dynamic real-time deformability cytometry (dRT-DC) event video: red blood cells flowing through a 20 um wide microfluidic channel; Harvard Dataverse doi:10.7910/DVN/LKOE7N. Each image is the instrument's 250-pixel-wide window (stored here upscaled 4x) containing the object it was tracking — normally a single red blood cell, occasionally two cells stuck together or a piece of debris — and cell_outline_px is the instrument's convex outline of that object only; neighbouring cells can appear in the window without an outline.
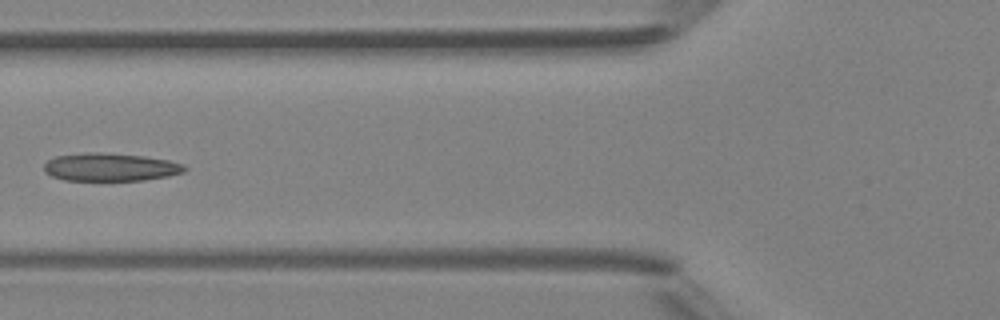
{"species": "Egyptian fruit bat (a non-hibernating species)", "species_latin": "Rousettus aegyptiacus", "temperature_condition": "room temperature", "stored_images_in_passage": 6, "camera_frame_rate_fps": 3000, "um_per_image_px": 0.085, "animal": {"sex": "female"}, "frame": {"image": 1, "passage_image": 5, "time_ms": 5.333, "image_size_px": [1000, 320], "cell_outline_px": [[188, 168], [184, 172], [168, 176], [144, 180], [64, 180], [52, 176], [44, 172], [44, 164], [48, 160], [56, 156], [88, 152], [104, 152], [144, 156], [168, 160], [184, 164]], "centroid_in_image_um": [9.39, 14.2], "position_along_channel_um": 116.4, "area_um2": 23.0}}
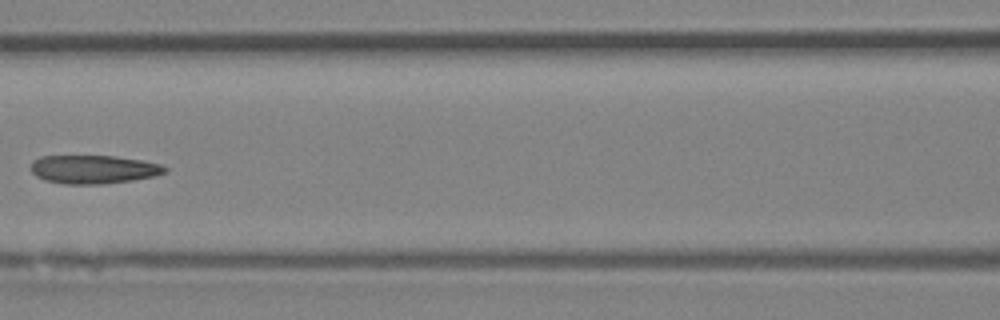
{"frame": {"image": 2, "passage_image": 6, "time_ms": 6.333, "image_size_px": [1000, 320], "cell_outline_px": [[168, 172], [156, 176], [132, 180], [104, 184], [64, 184], [44, 180], [36, 176], [32, 172], [32, 160], [40, 156], [116, 156], [140, 160], [160, 164], [168, 168]], "centroid_in_image_um": [7.96, 14.4], "position_along_channel_um": 158.6, "area_um2": 22.37}}